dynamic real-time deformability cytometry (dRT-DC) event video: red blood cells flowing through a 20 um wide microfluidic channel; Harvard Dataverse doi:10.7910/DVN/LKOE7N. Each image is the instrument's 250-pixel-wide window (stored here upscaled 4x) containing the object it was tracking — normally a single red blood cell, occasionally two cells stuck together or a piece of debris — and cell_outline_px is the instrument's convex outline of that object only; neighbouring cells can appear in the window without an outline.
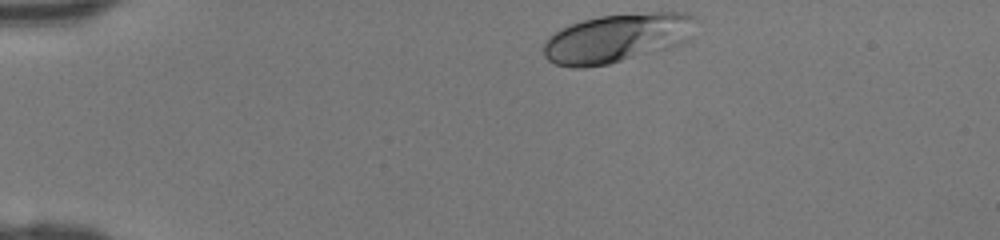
{"species": "human", "species_latin": "Homo sapiens", "temperature_condition": "room temperature", "stored_images_in_passage": 33, "camera_frame_rate_fps": 3000, "um_per_image_px": 0.085, "donor": {"sex": "female"}, "frame": {"image": 1, "passage_image": 1, "time_ms": 0.0, "image_size_px": [1000, 240], "cell_outline_px": [[700, 20], [684, 40], [680, 44], [668, 48], [608, 64], [584, 68], [572, 68], [556, 64], [548, 60], [544, 56], [544, 40], [548, 36], [560, 28], [584, 20], [600, 16], [652, 12], [684, 12], [696, 16]], "centroid_in_image_um": [52.43, 3.23], "position_along_channel_um": 32.6, "area_um2": 43.29}}
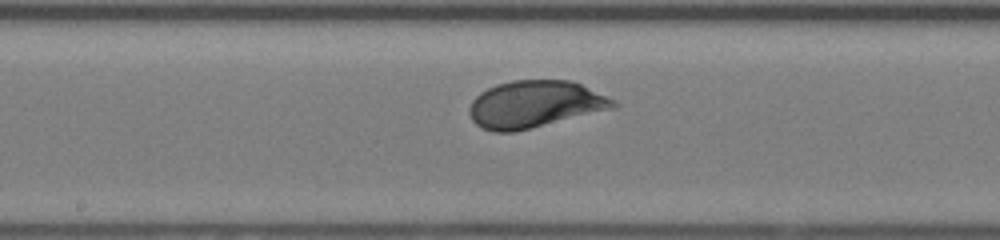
{"frame": {"image": 2, "passage_image": 17, "time_ms": 5.333, "image_size_px": [1000, 240], "cell_outline_px": [[620, 104], [616, 108], [512, 132], [492, 132], [480, 128], [472, 120], [468, 112], [472, 100], [480, 92], [496, 84], [512, 80], [572, 80], [616, 100]], "centroid_in_image_um": [45.46, 8.86], "position_along_channel_um": 202.7, "area_um2": 39.59}}
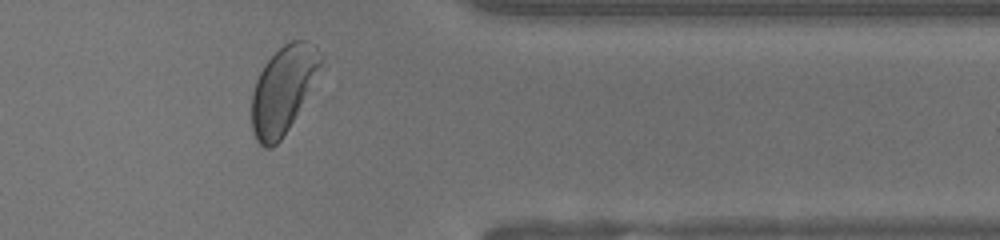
{"frame": {"image": 3, "passage_image": 30, "time_ms": 9.667, "image_size_px": [1000, 240], "cell_outline_px": [[324, 56], [288, 128], [280, 140], [272, 148], [264, 148], [256, 140], [252, 128], [252, 92], [256, 80], [264, 64], [284, 44], [292, 40], [304, 40], [316, 44]], "centroid_in_image_um": [24.02, 7.6], "position_along_channel_um": 387.4, "area_um2": 33.87}}